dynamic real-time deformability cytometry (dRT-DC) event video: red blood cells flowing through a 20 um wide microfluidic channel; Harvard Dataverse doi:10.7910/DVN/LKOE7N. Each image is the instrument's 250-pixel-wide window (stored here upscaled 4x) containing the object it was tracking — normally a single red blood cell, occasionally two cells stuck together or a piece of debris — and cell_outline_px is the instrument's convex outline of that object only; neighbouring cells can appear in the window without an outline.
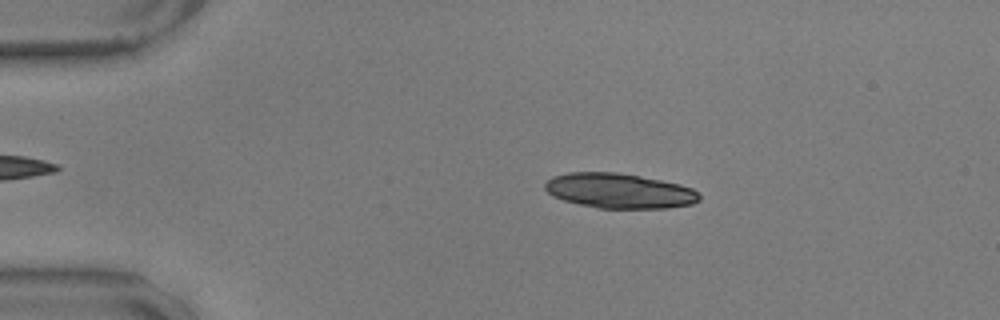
{"species": "common noctule bat (a hibernating species)", "species_latin": "Nyctalus noctula", "temperature_condition": "warm", "stored_images_in_passage": 55, "camera_frame_rate_fps": 3000, "um_per_image_px": 0.085, "animal": {"sex": "male", "body_mass_g": 17.9, "forearm_length_mm": 54.2}, "frame": {"image": 1, "passage_image": 10, "time_ms": 3.0, "image_size_px": [1000, 320], "cell_outline_px": [[700, 200], [692, 204], [668, 208], [596, 208], [564, 200], [552, 196], [544, 188], [544, 184], [552, 176], [568, 172], [616, 172], [640, 176], [680, 184], [692, 188], [700, 196]], "centroid_in_image_um": [52.62, 16.22], "position_along_channel_um": 32.4, "area_um2": 31.44}}